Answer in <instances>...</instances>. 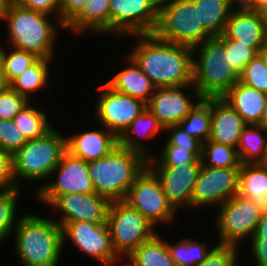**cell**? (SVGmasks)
Returning <instances> with one entry per match:
<instances>
[{
	"instance_id": "35",
	"label": "cell",
	"mask_w": 267,
	"mask_h": 266,
	"mask_svg": "<svg viewBox=\"0 0 267 266\" xmlns=\"http://www.w3.org/2000/svg\"><path fill=\"white\" fill-rule=\"evenodd\" d=\"M20 190V188L0 190V242L12 234V229L18 223L19 218L16 216V210L19 195H21Z\"/></svg>"
},
{
	"instance_id": "8",
	"label": "cell",
	"mask_w": 267,
	"mask_h": 266,
	"mask_svg": "<svg viewBox=\"0 0 267 266\" xmlns=\"http://www.w3.org/2000/svg\"><path fill=\"white\" fill-rule=\"evenodd\" d=\"M106 223L113 249L121 259L157 233V227L124 201L110 202Z\"/></svg>"
},
{
	"instance_id": "28",
	"label": "cell",
	"mask_w": 267,
	"mask_h": 266,
	"mask_svg": "<svg viewBox=\"0 0 267 266\" xmlns=\"http://www.w3.org/2000/svg\"><path fill=\"white\" fill-rule=\"evenodd\" d=\"M267 148V128L261 125H246L241 133L237 153L241 164L262 163Z\"/></svg>"
},
{
	"instance_id": "40",
	"label": "cell",
	"mask_w": 267,
	"mask_h": 266,
	"mask_svg": "<svg viewBox=\"0 0 267 266\" xmlns=\"http://www.w3.org/2000/svg\"><path fill=\"white\" fill-rule=\"evenodd\" d=\"M239 246L216 244L207 258L196 266H237Z\"/></svg>"
},
{
	"instance_id": "31",
	"label": "cell",
	"mask_w": 267,
	"mask_h": 266,
	"mask_svg": "<svg viewBox=\"0 0 267 266\" xmlns=\"http://www.w3.org/2000/svg\"><path fill=\"white\" fill-rule=\"evenodd\" d=\"M47 117V112L29 102L12 120L26 140H32L44 136L54 127Z\"/></svg>"
},
{
	"instance_id": "25",
	"label": "cell",
	"mask_w": 267,
	"mask_h": 266,
	"mask_svg": "<svg viewBox=\"0 0 267 266\" xmlns=\"http://www.w3.org/2000/svg\"><path fill=\"white\" fill-rule=\"evenodd\" d=\"M165 132L158 119L146 108L144 112L138 115L125 132L118 138V145L143 154L150 158L148 148L141 139L154 138L160 132ZM141 141V142H140Z\"/></svg>"
},
{
	"instance_id": "41",
	"label": "cell",
	"mask_w": 267,
	"mask_h": 266,
	"mask_svg": "<svg viewBox=\"0 0 267 266\" xmlns=\"http://www.w3.org/2000/svg\"><path fill=\"white\" fill-rule=\"evenodd\" d=\"M27 142L13 120L0 119V149L11 154Z\"/></svg>"
},
{
	"instance_id": "29",
	"label": "cell",
	"mask_w": 267,
	"mask_h": 266,
	"mask_svg": "<svg viewBox=\"0 0 267 266\" xmlns=\"http://www.w3.org/2000/svg\"><path fill=\"white\" fill-rule=\"evenodd\" d=\"M52 61L38 58L22 74L16 77L9 86L31 101V93L39 91L50 83L48 82L50 80L48 79L50 72L49 63Z\"/></svg>"
},
{
	"instance_id": "21",
	"label": "cell",
	"mask_w": 267,
	"mask_h": 266,
	"mask_svg": "<svg viewBox=\"0 0 267 266\" xmlns=\"http://www.w3.org/2000/svg\"><path fill=\"white\" fill-rule=\"evenodd\" d=\"M101 127V130H89L67 136V152L86 162L108 155L118 145V138L104 126Z\"/></svg>"
},
{
	"instance_id": "38",
	"label": "cell",
	"mask_w": 267,
	"mask_h": 266,
	"mask_svg": "<svg viewBox=\"0 0 267 266\" xmlns=\"http://www.w3.org/2000/svg\"><path fill=\"white\" fill-rule=\"evenodd\" d=\"M239 81L246 86L267 94V68L262 59L257 56L252 59L240 74Z\"/></svg>"
},
{
	"instance_id": "52",
	"label": "cell",
	"mask_w": 267,
	"mask_h": 266,
	"mask_svg": "<svg viewBox=\"0 0 267 266\" xmlns=\"http://www.w3.org/2000/svg\"><path fill=\"white\" fill-rule=\"evenodd\" d=\"M254 11L265 13L267 11V0H254Z\"/></svg>"
},
{
	"instance_id": "46",
	"label": "cell",
	"mask_w": 267,
	"mask_h": 266,
	"mask_svg": "<svg viewBox=\"0 0 267 266\" xmlns=\"http://www.w3.org/2000/svg\"><path fill=\"white\" fill-rule=\"evenodd\" d=\"M36 11L54 15L55 25L60 23V0H36Z\"/></svg>"
},
{
	"instance_id": "1",
	"label": "cell",
	"mask_w": 267,
	"mask_h": 266,
	"mask_svg": "<svg viewBox=\"0 0 267 266\" xmlns=\"http://www.w3.org/2000/svg\"><path fill=\"white\" fill-rule=\"evenodd\" d=\"M134 36L138 41L127 55L156 88L193 85L192 47L163 41L154 33Z\"/></svg>"
},
{
	"instance_id": "23",
	"label": "cell",
	"mask_w": 267,
	"mask_h": 266,
	"mask_svg": "<svg viewBox=\"0 0 267 266\" xmlns=\"http://www.w3.org/2000/svg\"><path fill=\"white\" fill-rule=\"evenodd\" d=\"M222 98L233 107L247 125H261L267 94L238 81Z\"/></svg>"
},
{
	"instance_id": "13",
	"label": "cell",
	"mask_w": 267,
	"mask_h": 266,
	"mask_svg": "<svg viewBox=\"0 0 267 266\" xmlns=\"http://www.w3.org/2000/svg\"><path fill=\"white\" fill-rule=\"evenodd\" d=\"M56 179L50 181L53 175ZM49 182L42 184L36 189V198L50 205L58 196L68 193H96L94 185L89 176L88 162L76 158L66 152L57 167L51 173Z\"/></svg>"
},
{
	"instance_id": "56",
	"label": "cell",
	"mask_w": 267,
	"mask_h": 266,
	"mask_svg": "<svg viewBox=\"0 0 267 266\" xmlns=\"http://www.w3.org/2000/svg\"><path fill=\"white\" fill-rule=\"evenodd\" d=\"M262 164L267 166V148H266L265 158H264Z\"/></svg>"
},
{
	"instance_id": "26",
	"label": "cell",
	"mask_w": 267,
	"mask_h": 266,
	"mask_svg": "<svg viewBox=\"0 0 267 266\" xmlns=\"http://www.w3.org/2000/svg\"><path fill=\"white\" fill-rule=\"evenodd\" d=\"M238 194L249 198L262 213L267 212V166L262 163L241 164Z\"/></svg>"
},
{
	"instance_id": "33",
	"label": "cell",
	"mask_w": 267,
	"mask_h": 266,
	"mask_svg": "<svg viewBox=\"0 0 267 266\" xmlns=\"http://www.w3.org/2000/svg\"><path fill=\"white\" fill-rule=\"evenodd\" d=\"M167 246L171 258L177 266H196L202 263L214 248L209 249L208 243L202 244L190 238H183L175 244L167 240Z\"/></svg>"
},
{
	"instance_id": "51",
	"label": "cell",
	"mask_w": 267,
	"mask_h": 266,
	"mask_svg": "<svg viewBox=\"0 0 267 266\" xmlns=\"http://www.w3.org/2000/svg\"><path fill=\"white\" fill-rule=\"evenodd\" d=\"M9 86L4 75V63L0 51V89Z\"/></svg>"
},
{
	"instance_id": "36",
	"label": "cell",
	"mask_w": 267,
	"mask_h": 266,
	"mask_svg": "<svg viewBox=\"0 0 267 266\" xmlns=\"http://www.w3.org/2000/svg\"><path fill=\"white\" fill-rule=\"evenodd\" d=\"M11 52L0 44V51L4 63V75L8 85L20 74H22L38 57L25 50H19L11 47Z\"/></svg>"
},
{
	"instance_id": "20",
	"label": "cell",
	"mask_w": 267,
	"mask_h": 266,
	"mask_svg": "<svg viewBox=\"0 0 267 266\" xmlns=\"http://www.w3.org/2000/svg\"><path fill=\"white\" fill-rule=\"evenodd\" d=\"M210 115L209 141L237 148L247 125L241 116L222 97H210Z\"/></svg>"
},
{
	"instance_id": "47",
	"label": "cell",
	"mask_w": 267,
	"mask_h": 266,
	"mask_svg": "<svg viewBox=\"0 0 267 266\" xmlns=\"http://www.w3.org/2000/svg\"><path fill=\"white\" fill-rule=\"evenodd\" d=\"M248 240H250L249 243H267V212L261 213L253 237Z\"/></svg>"
},
{
	"instance_id": "27",
	"label": "cell",
	"mask_w": 267,
	"mask_h": 266,
	"mask_svg": "<svg viewBox=\"0 0 267 266\" xmlns=\"http://www.w3.org/2000/svg\"><path fill=\"white\" fill-rule=\"evenodd\" d=\"M126 260L125 266H177L171 258L167 241L158 232L143 242Z\"/></svg>"
},
{
	"instance_id": "19",
	"label": "cell",
	"mask_w": 267,
	"mask_h": 266,
	"mask_svg": "<svg viewBox=\"0 0 267 266\" xmlns=\"http://www.w3.org/2000/svg\"><path fill=\"white\" fill-rule=\"evenodd\" d=\"M220 39L235 40L257 54L267 41V21L257 11H231Z\"/></svg>"
},
{
	"instance_id": "34",
	"label": "cell",
	"mask_w": 267,
	"mask_h": 266,
	"mask_svg": "<svg viewBox=\"0 0 267 266\" xmlns=\"http://www.w3.org/2000/svg\"><path fill=\"white\" fill-rule=\"evenodd\" d=\"M201 160L203 165L212 168L241 166L237 148L209 140L202 144Z\"/></svg>"
},
{
	"instance_id": "32",
	"label": "cell",
	"mask_w": 267,
	"mask_h": 266,
	"mask_svg": "<svg viewBox=\"0 0 267 266\" xmlns=\"http://www.w3.org/2000/svg\"><path fill=\"white\" fill-rule=\"evenodd\" d=\"M178 125L202 144L208 141L211 127L210 98H202Z\"/></svg>"
},
{
	"instance_id": "43",
	"label": "cell",
	"mask_w": 267,
	"mask_h": 266,
	"mask_svg": "<svg viewBox=\"0 0 267 266\" xmlns=\"http://www.w3.org/2000/svg\"><path fill=\"white\" fill-rule=\"evenodd\" d=\"M168 134L165 139L170 145L186 148L191 151L197 158L202 156V143L188 133H186L179 125H171L165 128Z\"/></svg>"
},
{
	"instance_id": "42",
	"label": "cell",
	"mask_w": 267,
	"mask_h": 266,
	"mask_svg": "<svg viewBox=\"0 0 267 266\" xmlns=\"http://www.w3.org/2000/svg\"><path fill=\"white\" fill-rule=\"evenodd\" d=\"M225 44V49L229 52L230 63L234 70L240 75L245 66L258 54L250 49L247 45H243L235 40L221 39Z\"/></svg>"
},
{
	"instance_id": "10",
	"label": "cell",
	"mask_w": 267,
	"mask_h": 266,
	"mask_svg": "<svg viewBox=\"0 0 267 266\" xmlns=\"http://www.w3.org/2000/svg\"><path fill=\"white\" fill-rule=\"evenodd\" d=\"M124 202L155 227L158 223H173L177 212L168 202L159 178L148 166L131 185Z\"/></svg>"
},
{
	"instance_id": "5",
	"label": "cell",
	"mask_w": 267,
	"mask_h": 266,
	"mask_svg": "<svg viewBox=\"0 0 267 266\" xmlns=\"http://www.w3.org/2000/svg\"><path fill=\"white\" fill-rule=\"evenodd\" d=\"M192 52L193 85L202 98L222 97L239 81L240 75L232 67L229 52L218 36L193 47Z\"/></svg>"
},
{
	"instance_id": "12",
	"label": "cell",
	"mask_w": 267,
	"mask_h": 266,
	"mask_svg": "<svg viewBox=\"0 0 267 266\" xmlns=\"http://www.w3.org/2000/svg\"><path fill=\"white\" fill-rule=\"evenodd\" d=\"M95 116L99 125L119 138L132 121L144 112L147 104L127 94L112 89L107 83L98 88Z\"/></svg>"
},
{
	"instance_id": "55",
	"label": "cell",
	"mask_w": 267,
	"mask_h": 266,
	"mask_svg": "<svg viewBox=\"0 0 267 266\" xmlns=\"http://www.w3.org/2000/svg\"><path fill=\"white\" fill-rule=\"evenodd\" d=\"M5 4V0H0V20L2 18V11Z\"/></svg>"
},
{
	"instance_id": "9",
	"label": "cell",
	"mask_w": 267,
	"mask_h": 266,
	"mask_svg": "<svg viewBox=\"0 0 267 266\" xmlns=\"http://www.w3.org/2000/svg\"><path fill=\"white\" fill-rule=\"evenodd\" d=\"M218 208L214 221L219 234L217 244L239 246L241 240L253 237L262 212L249 198L237 193Z\"/></svg>"
},
{
	"instance_id": "17",
	"label": "cell",
	"mask_w": 267,
	"mask_h": 266,
	"mask_svg": "<svg viewBox=\"0 0 267 266\" xmlns=\"http://www.w3.org/2000/svg\"><path fill=\"white\" fill-rule=\"evenodd\" d=\"M202 166L201 158L194 162L170 166H148L159 178L163 192L172 205L178 211L184 206L190 209L191 195Z\"/></svg>"
},
{
	"instance_id": "14",
	"label": "cell",
	"mask_w": 267,
	"mask_h": 266,
	"mask_svg": "<svg viewBox=\"0 0 267 266\" xmlns=\"http://www.w3.org/2000/svg\"><path fill=\"white\" fill-rule=\"evenodd\" d=\"M240 167L212 168L202 164L190 202V210L218 207L239 190Z\"/></svg>"
},
{
	"instance_id": "22",
	"label": "cell",
	"mask_w": 267,
	"mask_h": 266,
	"mask_svg": "<svg viewBox=\"0 0 267 266\" xmlns=\"http://www.w3.org/2000/svg\"><path fill=\"white\" fill-rule=\"evenodd\" d=\"M110 0H87L82 9L64 26L73 34H109Z\"/></svg>"
},
{
	"instance_id": "45",
	"label": "cell",
	"mask_w": 267,
	"mask_h": 266,
	"mask_svg": "<svg viewBox=\"0 0 267 266\" xmlns=\"http://www.w3.org/2000/svg\"><path fill=\"white\" fill-rule=\"evenodd\" d=\"M86 2L87 0H60V23L65 26Z\"/></svg>"
},
{
	"instance_id": "50",
	"label": "cell",
	"mask_w": 267,
	"mask_h": 266,
	"mask_svg": "<svg viewBox=\"0 0 267 266\" xmlns=\"http://www.w3.org/2000/svg\"><path fill=\"white\" fill-rule=\"evenodd\" d=\"M5 4L18 7H25L36 11V0H5Z\"/></svg>"
},
{
	"instance_id": "39",
	"label": "cell",
	"mask_w": 267,
	"mask_h": 266,
	"mask_svg": "<svg viewBox=\"0 0 267 266\" xmlns=\"http://www.w3.org/2000/svg\"><path fill=\"white\" fill-rule=\"evenodd\" d=\"M29 102L10 86L0 89V119L12 120Z\"/></svg>"
},
{
	"instance_id": "48",
	"label": "cell",
	"mask_w": 267,
	"mask_h": 266,
	"mask_svg": "<svg viewBox=\"0 0 267 266\" xmlns=\"http://www.w3.org/2000/svg\"><path fill=\"white\" fill-rule=\"evenodd\" d=\"M256 266H267V243H251Z\"/></svg>"
},
{
	"instance_id": "6",
	"label": "cell",
	"mask_w": 267,
	"mask_h": 266,
	"mask_svg": "<svg viewBox=\"0 0 267 266\" xmlns=\"http://www.w3.org/2000/svg\"><path fill=\"white\" fill-rule=\"evenodd\" d=\"M66 152V137L55 127L42 137L27 140L13 154V173L17 187L20 188V180L46 183Z\"/></svg>"
},
{
	"instance_id": "11",
	"label": "cell",
	"mask_w": 267,
	"mask_h": 266,
	"mask_svg": "<svg viewBox=\"0 0 267 266\" xmlns=\"http://www.w3.org/2000/svg\"><path fill=\"white\" fill-rule=\"evenodd\" d=\"M110 34L116 37L151 34L157 28L158 0H110Z\"/></svg>"
},
{
	"instance_id": "49",
	"label": "cell",
	"mask_w": 267,
	"mask_h": 266,
	"mask_svg": "<svg viewBox=\"0 0 267 266\" xmlns=\"http://www.w3.org/2000/svg\"><path fill=\"white\" fill-rule=\"evenodd\" d=\"M231 11H254V0H229Z\"/></svg>"
},
{
	"instance_id": "57",
	"label": "cell",
	"mask_w": 267,
	"mask_h": 266,
	"mask_svg": "<svg viewBox=\"0 0 267 266\" xmlns=\"http://www.w3.org/2000/svg\"><path fill=\"white\" fill-rule=\"evenodd\" d=\"M264 15H265V19L267 21V11L264 13Z\"/></svg>"
},
{
	"instance_id": "2",
	"label": "cell",
	"mask_w": 267,
	"mask_h": 266,
	"mask_svg": "<svg viewBox=\"0 0 267 266\" xmlns=\"http://www.w3.org/2000/svg\"><path fill=\"white\" fill-rule=\"evenodd\" d=\"M14 250L22 266H58L63 251L61 226L53 219L23 214L13 229Z\"/></svg>"
},
{
	"instance_id": "53",
	"label": "cell",
	"mask_w": 267,
	"mask_h": 266,
	"mask_svg": "<svg viewBox=\"0 0 267 266\" xmlns=\"http://www.w3.org/2000/svg\"><path fill=\"white\" fill-rule=\"evenodd\" d=\"M258 56L262 59V61L264 62V65L267 68V41L265 42V44L260 49V51L258 53Z\"/></svg>"
},
{
	"instance_id": "44",
	"label": "cell",
	"mask_w": 267,
	"mask_h": 266,
	"mask_svg": "<svg viewBox=\"0 0 267 266\" xmlns=\"http://www.w3.org/2000/svg\"><path fill=\"white\" fill-rule=\"evenodd\" d=\"M18 188L13 173V154L0 149V190Z\"/></svg>"
},
{
	"instance_id": "30",
	"label": "cell",
	"mask_w": 267,
	"mask_h": 266,
	"mask_svg": "<svg viewBox=\"0 0 267 266\" xmlns=\"http://www.w3.org/2000/svg\"><path fill=\"white\" fill-rule=\"evenodd\" d=\"M199 9L200 21L212 36H221L229 19L231 9L229 0H193Z\"/></svg>"
},
{
	"instance_id": "24",
	"label": "cell",
	"mask_w": 267,
	"mask_h": 266,
	"mask_svg": "<svg viewBox=\"0 0 267 266\" xmlns=\"http://www.w3.org/2000/svg\"><path fill=\"white\" fill-rule=\"evenodd\" d=\"M126 57L128 66L116 73L106 83L112 89L148 104L156 87L135 61L129 55Z\"/></svg>"
},
{
	"instance_id": "4",
	"label": "cell",
	"mask_w": 267,
	"mask_h": 266,
	"mask_svg": "<svg viewBox=\"0 0 267 266\" xmlns=\"http://www.w3.org/2000/svg\"><path fill=\"white\" fill-rule=\"evenodd\" d=\"M148 166L143 154L117 145L108 155L88 162L95 192L109 202L124 201L129 188Z\"/></svg>"
},
{
	"instance_id": "16",
	"label": "cell",
	"mask_w": 267,
	"mask_h": 266,
	"mask_svg": "<svg viewBox=\"0 0 267 266\" xmlns=\"http://www.w3.org/2000/svg\"><path fill=\"white\" fill-rule=\"evenodd\" d=\"M190 88L193 94H186V90ZM192 95L194 100L191 99ZM201 99L202 97L194 85L159 87L155 88L147 104V109L165 129L171 125H178Z\"/></svg>"
},
{
	"instance_id": "7",
	"label": "cell",
	"mask_w": 267,
	"mask_h": 266,
	"mask_svg": "<svg viewBox=\"0 0 267 266\" xmlns=\"http://www.w3.org/2000/svg\"><path fill=\"white\" fill-rule=\"evenodd\" d=\"M154 34L161 40L195 47L212 37L200 21L193 0H166L160 3Z\"/></svg>"
},
{
	"instance_id": "37",
	"label": "cell",
	"mask_w": 267,
	"mask_h": 266,
	"mask_svg": "<svg viewBox=\"0 0 267 266\" xmlns=\"http://www.w3.org/2000/svg\"><path fill=\"white\" fill-rule=\"evenodd\" d=\"M161 148L162 150H160V154L156 155V157L151 155L148 159V166L175 167L194 162L197 159L191 151L181 146L170 145L166 140Z\"/></svg>"
},
{
	"instance_id": "3",
	"label": "cell",
	"mask_w": 267,
	"mask_h": 266,
	"mask_svg": "<svg viewBox=\"0 0 267 266\" xmlns=\"http://www.w3.org/2000/svg\"><path fill=\"white\" fill-rule=\"evenodd\" d=\"M50 15L34 11L25 7L4 4L2 20L7 23L10 46L25 50L34 54L38 58L54 59V48L57 34V27L63 29L64 26L58 23L54 25Z\"/></svg>"
},
{
	"instance_id": "54",
	"label": "cell",
	"mask_w": 267,
	"mask_h": 266,
	"mask_svg": "<svg viewBox=\"0 0 267 266\" xmlns=\"http://www.w3.org/2000/svg\"><path fill=\"white\" fill-rule=\"evenodd\" d=\"M261 126L267 128V100L261 116Z\"/></svg>"
},
{
	"instance_id": "15",
	"label": "cell",
	"mask_w": 267,
	"mask_h": 266,
	"mask_svg": "<svg viewBox=\"0 0 267 266\" xmlns=\"http://www.w3.org/2000/svg\"><path fill=\"white\" fill-rule=\"evenodd\" d=\"M60 226L63 247L66 240L70 239L79 250L102 265L114 266L123 261L113 249L107 223L79 221L62 223Z\"/></svg>"
},
{
	"instance_id": "18",
	"label": "cell",
	"mask_w": 267,
	"mask_h": 266,
	"mask_svg": "<svg viewBox=\"0 0 267 266\" xmlns=\"http://www.w3.org/2000/svg\"><path fill=\"white\" fill-rule=\"evenodd\" d=\"M110 202L97 193H68L58 196L49 207L60 211L61 218L55 220L62 223L87 221L106 223Z\"/></svg>"
}]
</instances>
